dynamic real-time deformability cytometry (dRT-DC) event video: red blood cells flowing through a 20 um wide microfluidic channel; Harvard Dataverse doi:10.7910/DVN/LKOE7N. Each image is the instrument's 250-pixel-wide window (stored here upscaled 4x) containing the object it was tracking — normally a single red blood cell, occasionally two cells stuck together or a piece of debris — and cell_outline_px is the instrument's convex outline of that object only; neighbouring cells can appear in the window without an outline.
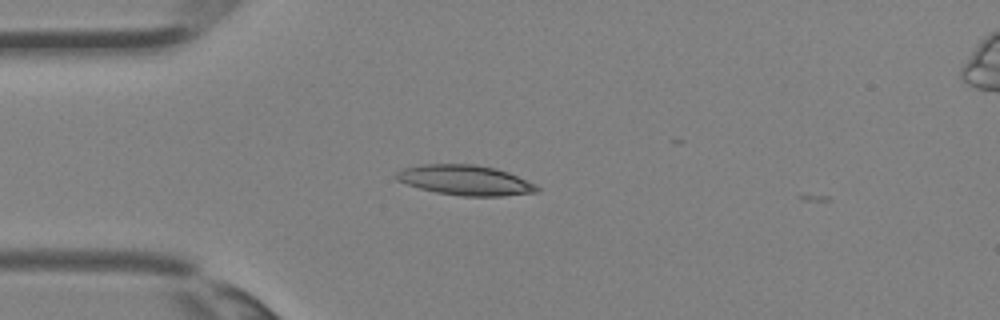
{"species": "Egyptian fruit bat (a non-hibernating species)", "species_latin": "Rousettus aegyptiacus", "temperature_condition": "room temperature", "stored_images_in_passage": 3, "camera_frame_rate_fps": 3000, "um_per_image_px": 0.085, "animal": {"sex": "female"}, "frame": {"image": 1, "passage_image": 1, "time_ms": 0.0, "image_size_px": [1000, 320], "cell_outline_px": [[540, 192], [504, 196], [460, 196], [436, 192], [420, 188], [396, 180], [392, 176], [396, 172], [404, 168], [424, 164], [476, 164], [496, 168], [508, 172], [536, 184], [540, 188]], "centroid_in_image_um": [39.57, 15.32], "position_along_channel_um": 45.4, "area_um2": 24.85}}